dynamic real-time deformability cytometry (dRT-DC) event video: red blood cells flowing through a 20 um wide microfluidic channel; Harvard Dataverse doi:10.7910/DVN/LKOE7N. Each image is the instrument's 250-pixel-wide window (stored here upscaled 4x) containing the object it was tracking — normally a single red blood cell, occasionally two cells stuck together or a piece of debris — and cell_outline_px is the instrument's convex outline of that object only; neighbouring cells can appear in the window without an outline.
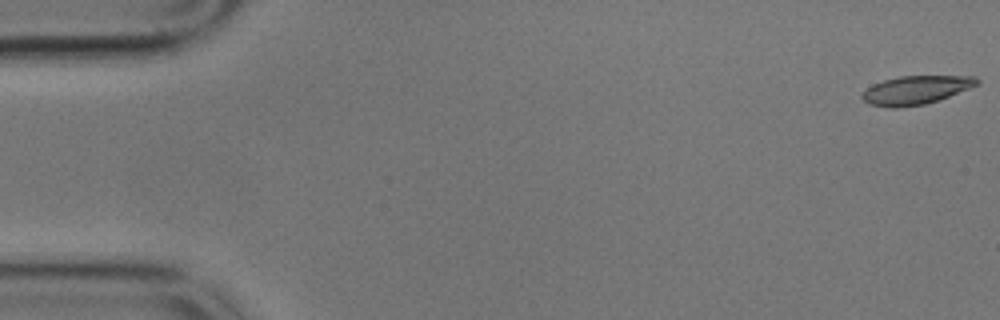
{"species": "common noctule bat (a hibernating species)", "species_latin": "Nyctalus noctula", "temperature_condition": "cold", "stored_images_in_passage": 58, "camera_frame_rate_fps": 3000, "um_per_image_px": 0.085, "animal": {"sex": "male", "body_mass_g": 17.9}, "frame": {"image": 1, "passage_image": 1, "time_ms": 0.0, "image_size_px": [1000, 320], "cell_outline_px": [[980, 84], [948, 96], [924, 104], [896, 108], [888, 108], [868, 104], [860, 96], [872, 84], [884, 80], [900, 76], [976, 76], [980, 80]], "centroid_in_image_um": [77.84, 7.65], "position_along_channel_um": 7.2, "area_um2": 19.02}}
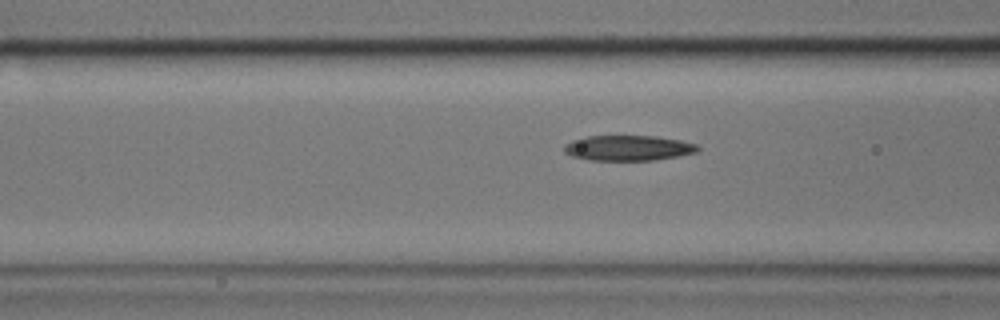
{"frame": {"image": 2, "passage_image": 22, "time_ms": 7.0, "image_size_px": [1000, 320], "cell_outline_px": [[700, 148], [696, 152], [656, 160], [588, 160], [572, 156], [564, 152], [564, 144], [572, 140], [588, 136], [656, 136], [680, 140], [696, 144]], "centroid_in_image_um": [53.37, 12.58], "position_along_channel_um": 113.2, "area_um2": 19.65}}
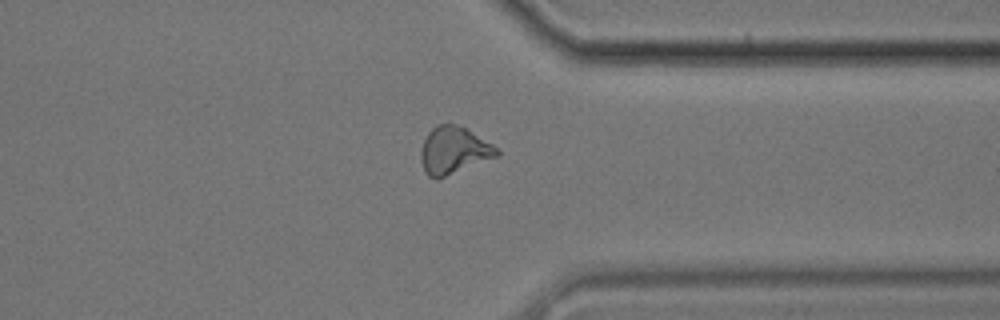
{"frame": {"image": 3, "passage_image": 45, "time_ms": 14.667, "image_size_px": [1000, 320], "cell_outline_px": [[500, 156], [436, 180], [428, 176], [424, 172], [420, 160], [420, 152], [424, 140], [428, 132], [436, 124], [456, 124], [464, 128], [492, 144], [500, 152]], "centroid_in_image_um": [38.54, 12.81], "position_along_channel_um": 372.9, "area_um2": 20.98}, "authors_computed_cell_mechanics": {"area_um2": 19.7676, "velocity_mm_per_s": 3.4253, "shape_relaxation_time_tau1_ms": null, "shape_relaxation_time_tau2_ms": 4.1704, "deformation_change_tau1": null, "deformation_change_tau2": 0.1314}}